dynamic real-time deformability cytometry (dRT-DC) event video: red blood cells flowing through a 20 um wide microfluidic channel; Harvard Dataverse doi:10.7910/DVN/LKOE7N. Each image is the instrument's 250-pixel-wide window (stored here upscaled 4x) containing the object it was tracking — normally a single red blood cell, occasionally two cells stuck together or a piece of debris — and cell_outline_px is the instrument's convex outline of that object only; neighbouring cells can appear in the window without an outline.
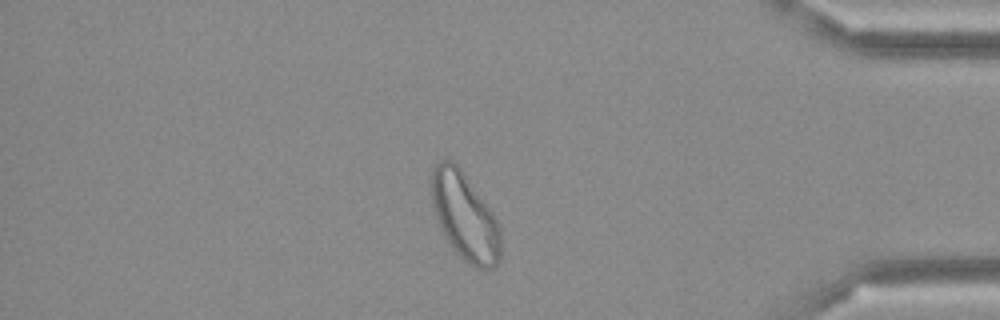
{"species": "Egyptian fruit bat (a non-hibernating species)", "species_latin": "Rousettus aegyptiacus", "temperature_condition": "cold", "stored_images_in_passage": 47, "camera_frame_rate_fps": 3000, "um_per_image_px": 0.085, "frame": {"image": 1, "passage_image": 40, "time_ms": 13.0, "image_size_px": [1000, 320], "cell_outline_px": [[500, 260], [492, 268], [472, 268], [452, 248], [444, 236], [440, 228], [432, 204], [428, 184], [432, 168], [440, 160], [452, 160], [460, 168], [492, 212], [500, 228]], "centroid_in_image_um": [39.46, 18.39], "position_along_channel_um": 395.7, "area_um2": 35.49}}